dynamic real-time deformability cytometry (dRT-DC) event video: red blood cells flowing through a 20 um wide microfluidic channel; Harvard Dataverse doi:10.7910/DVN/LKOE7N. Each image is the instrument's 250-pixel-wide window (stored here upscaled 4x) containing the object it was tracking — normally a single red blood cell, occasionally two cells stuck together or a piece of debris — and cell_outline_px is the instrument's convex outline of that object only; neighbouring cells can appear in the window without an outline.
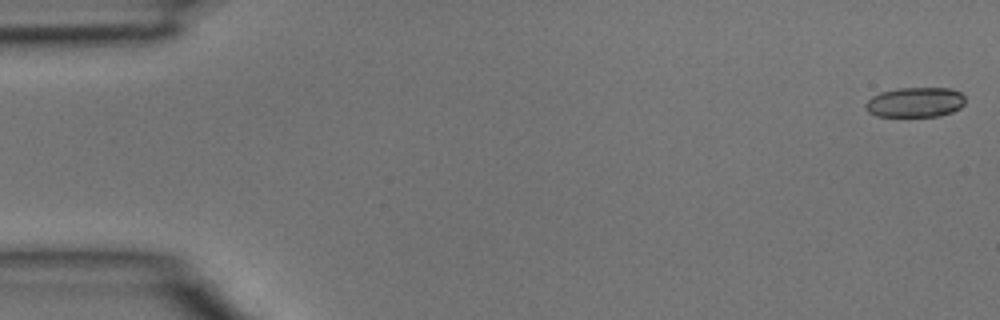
{"species": "common noctule bat (a hibernating species)", "species_latin": "Nyctalus noctula", "temperature_condition": "room temperature", "stored_images_in_passage": 42, "camera_frame_rate_fps": 3000, "um_per_image_px": 0.085, "animal": {"sex": "male", "body_mass_g": 15.6}, "frame": {"image": 1, "passage_image": 1, "time_ms": 0.0, "image_size_px": [1000, 320], "cell_outline_px": [[964, 104], [960, 108], [952, 112], [940, 116], [876, 116], [868, 112], [864, 104], [872, 96], [880, 92], [896, 88], [952, 88], [960, 92], [964, 96]], "centroid_in_image_um": [77.79, 8.69], "position_along_channel_um": 7.2, "area_um2": 17.51}}
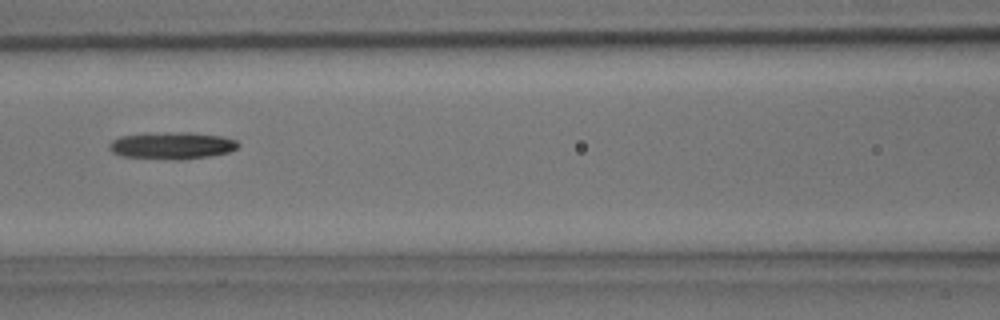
{"frame": {"image": 2, "passage_image": 20, "time_ms": 6.333, "image_size_px": [1000, 320], "cell_outline_px": [[240, 144], [236, 148], [228, 152], [208, 156], [180, 160], [176, 160], [120, 156], [112, 152], [108, 148], [108, 144], [112, 140], [120, 136], [184, 132], [188, 132], [220, 136], [236, 140]], "centroid_in_image_um": [14.6, 12.39], "position_along_channel_um": 152.0, "area_um2": 20.0}}
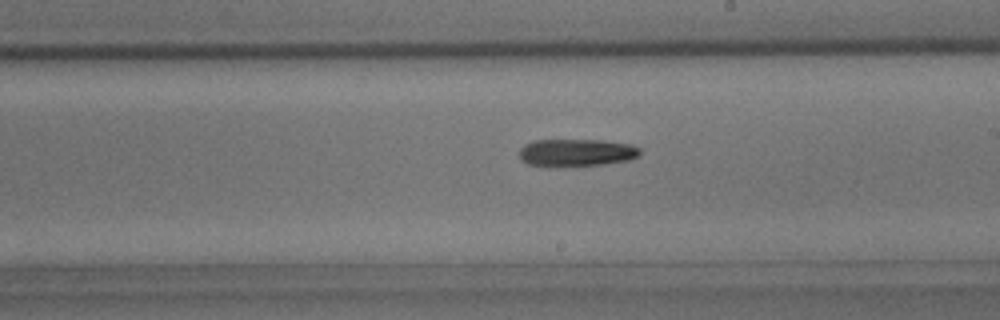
{"frame": {"image": 3, "passage_image": 26, "time_ms": 8.333, "image_size_px": [1000, 320], "cell_outline_px": [[640, 156], [628, 160], [604, 164], [548, 168], [528, 164], [520, 160], [520, 148], [524, 144], [532, 140], [600, 140], [632, 144], [640, 148]], "centroid_in_image_um": [48.96, 12.99], "position_along_channel_um": 240.0, "area_um2": 19.83}}